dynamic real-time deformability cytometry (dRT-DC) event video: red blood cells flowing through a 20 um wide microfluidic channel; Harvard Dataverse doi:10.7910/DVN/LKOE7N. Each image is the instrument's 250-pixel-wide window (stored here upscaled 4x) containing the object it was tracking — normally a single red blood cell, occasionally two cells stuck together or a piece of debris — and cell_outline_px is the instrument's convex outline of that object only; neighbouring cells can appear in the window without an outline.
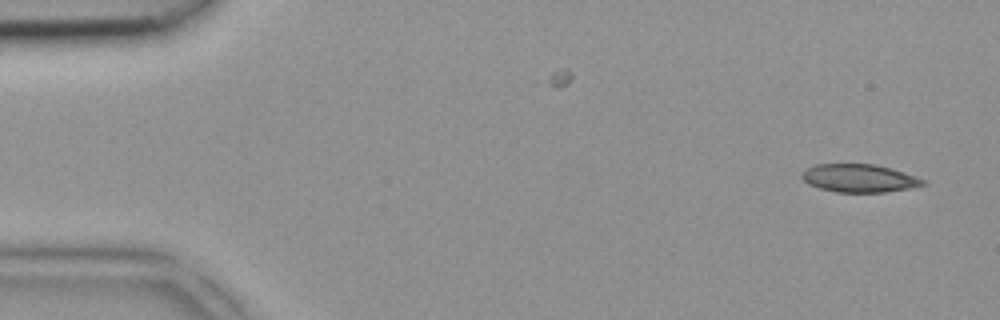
{"species": "common noctule bat (a hibernating species)", "species_latin": "Nyctalus noctula", "temperature_condition": "room temperature", "stored_images_in_passage": 4, "camera_frame_rate_fps": 3000, "um_per_image_px": 0.085, "animal": {"sex": "female", "body_mass_g": 18.4}, "frame": {"image": 1, "passage_image": 1, "time_ms": 0.0, "image_size_px": [1000, 320], "cell_outline_px": [[928, 184], [908, 188], [884, 192], [836, 192], [820, 188], [808, 184], [800, 176], [800, 172], [804, 168], [816, 164], [876, 164], [892, 168], [916, 176], [924, 180]], "centroid_in_image_um": [73.0, 15.13], "position_along_channel_um": 12.0, "area_um2": 19.94}}
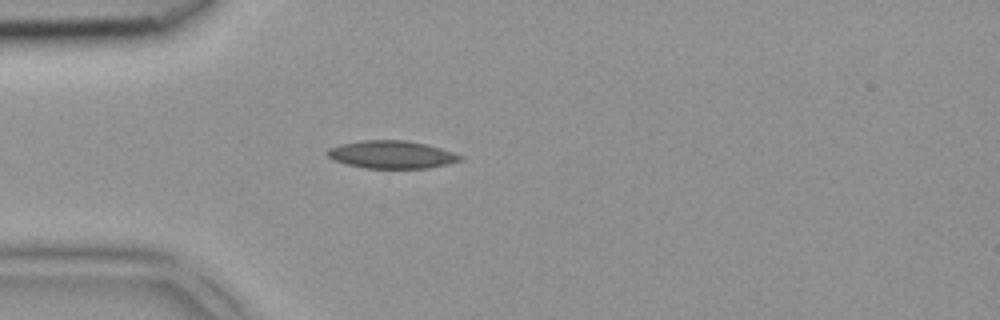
{"frame": {"image": 2, "passage_image": 4, "time_ms": 1.0, "image_size_px": [1000, 320], "cell_outline_px": [[464, 160], [448, 164], [428, 168], [364, 168], [344, 164], [332, 160], [324, 152], [328, 148], [340, 144], [360, 140], [408, 140], [440, 148], [464, 156]], "centroid_in_image_um": [33.25, 13.14], "position_along_channel_um": 51.7, "area_um2": 21.73}}